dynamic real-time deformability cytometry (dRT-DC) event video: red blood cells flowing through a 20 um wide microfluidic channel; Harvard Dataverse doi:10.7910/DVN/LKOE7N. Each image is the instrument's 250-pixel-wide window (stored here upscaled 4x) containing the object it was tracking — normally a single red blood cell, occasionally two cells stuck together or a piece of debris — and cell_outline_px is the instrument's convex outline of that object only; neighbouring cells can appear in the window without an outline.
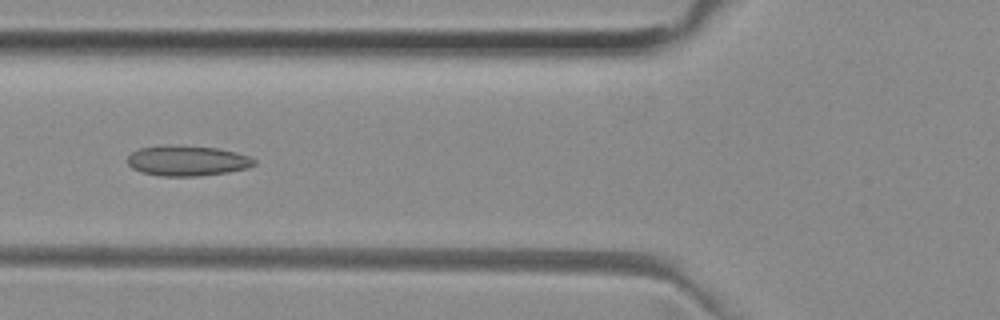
{"species": "common noctule bat (a hibernating species)", "species_latin": "Nyctalus noctula", "temperature_condition": "room temperature", "stored_images_in_passage": 33, "camera_frame_rate_fps": 3000, "um_per_image_px": 0.085, "animal": {"sex": "female", "body_mass_g": 29.2, "forearm_length_mm": 56.3}, "frame": {"image": 1, "passage_image": 6, "time_ms": 1.667, "image_size_px": [1000, 320], "cell_outline_px": [[256, 164], [248, 168], [228, 172], [200, 176], [160, 176], [140, 172], [132, 168], [128, 164], [128, 156], [132, 152], [140, 148], [164, 144], [172, 144], [220, 148], [252, 156], [256, 160]], "centroid_in_image_um": [15.94, 13.65], "position_along_channel_um": 109.9, "area_um2": 22.89}}
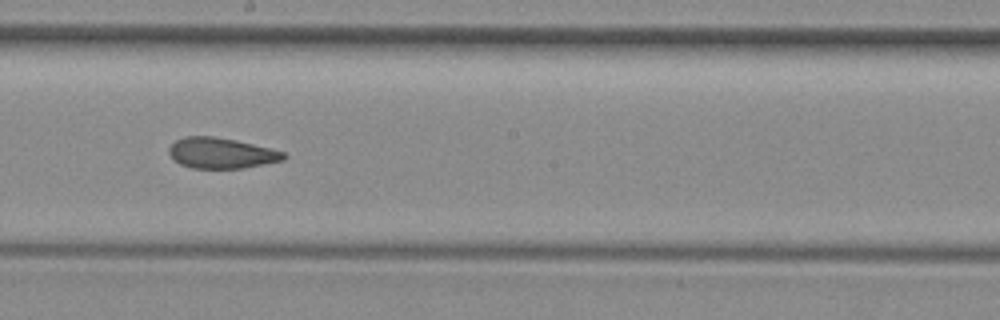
{"frame": {"image": 2, "passage_image": 15, "time_ms": 4.667, "image_size_px": [1000, 320], "cell_outline_px": [[288, 156], [284, 160], [244, 168], [192, 168], [180, 164], [168, 152], [168, 148], [176, 140], [184, 136], [212, 136], [236, 140], [284, 152]], "centroid_in_image_um": [18.81, 13.01], "position_along_channel_um": 229.4, "area_um2": 20.35}}
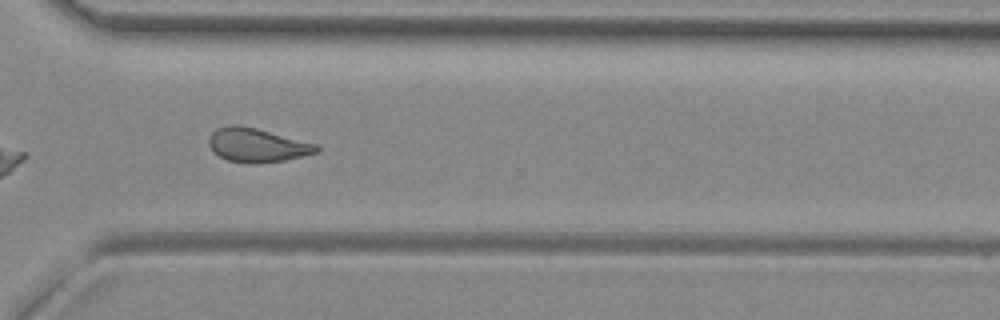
{"frame": {"image": 3, "passage_image": 24, "time_ms": 7.667, "image_size_px": [1000, 320], "cell_outline_px": [[320, 152], [284, 160], [252, 164], [248, 164], [228, 160], [212, 152], [208, 144], [208, 136], [216, 128], [232, 124], [236, 124], [256, 128], [316, 144], [320, 148]], "centroid_in_image_um": [21.81, 12.34], "position_along_channel_um": 348.8, "area_um2": 21.33}, "authors_computed_cell_mechanics": {"area_um2": 20.9236, "velocity_mm_per_s": 3.9882, "shape_relaxation_time_tau1_ms": null, "shape_relaxation_time_tau2_ms": 2.4315, "deformation_change_tau1": null, "deformation_change_tau2": 0.099}}